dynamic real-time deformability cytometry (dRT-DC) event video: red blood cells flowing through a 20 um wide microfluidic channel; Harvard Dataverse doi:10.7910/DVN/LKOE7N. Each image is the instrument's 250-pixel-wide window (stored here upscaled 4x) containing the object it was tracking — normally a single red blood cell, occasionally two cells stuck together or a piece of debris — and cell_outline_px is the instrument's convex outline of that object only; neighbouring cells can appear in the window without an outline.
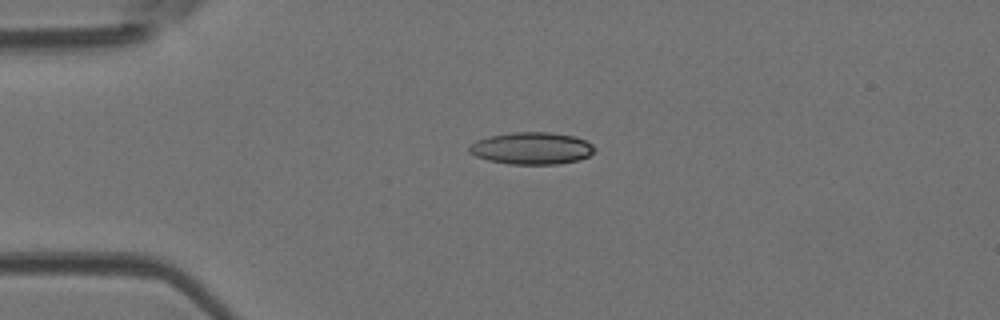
{"species": "Egyptian fruit bat (a non-hibernating species)", "species_latin": "Rousettus aegyptiacus", "temperature_condition": "room temperature", "stored_images_in_passage": 5, "camera_frame_rate_fps": 3000, "um_per_image_px": 0.085, "animal": {"sex": "female"}, "frame": {"image": 1, "passage_image": 2, "time_ms": 0.333, "image_size_px": [1000, 320], "cell_outline_px": [[596, 148], [588, 156], [580, 160], [556, 164], [508, 164], [488, 160], [476, 156], [468, 152], [468, 148], [476, 140], [492, 136], [512, 132], [548, 132], [576, 136], [592, 144]], "centroid_in_image_um": [45.2, 12.6], "position_along_channel_um": 39.8, "area_um2": 23.41}}
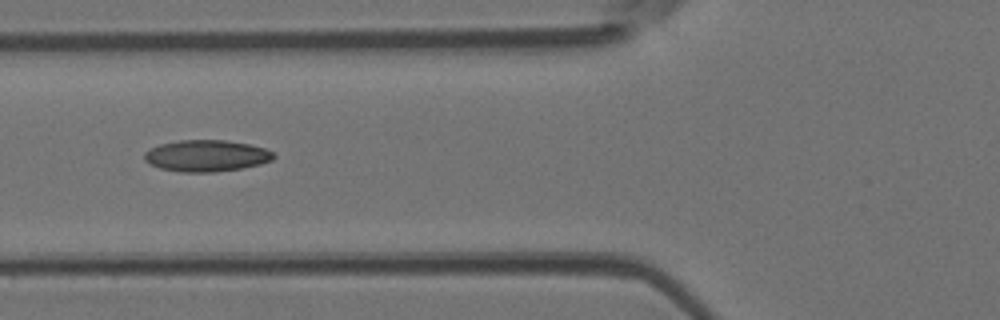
{"frame": {"image": 2, "passage_image": 4, "time_ms": 1.0, "image_size_px": [1000, 320], "cell_outline_px": [[276, 156], [272, 160], [260, 164], [240, 168], [212, 172], [180, 172], [160, 168], [144, 160], [144, 152], [148, 148], [160, 144], [180, 140], [224, 140], [248, 144], [264, 148], [272, 152]], "centroid_in_image_um": [17.51, 13.23], "position_along_channel_um": 108.3, "area_um2": 23.64}}
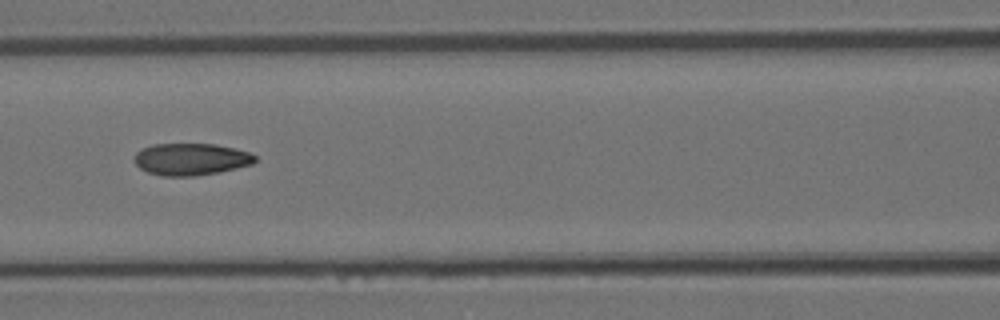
{"frame": {"image": 3, "passage_image": 5, "time_ms": 1.333, "image_size_px": [1000, 320], "cell_outline_px": [[256, 160], [252, 164], [220, 172], [192, 176], [164, 176], [148, 172], [140, 168], [132, 160], [132, 156], [136, 152], [152, 144], [216, 144], [248, 152], [256, 156]], "centroid_in_image_um": [16.19, 13.53], "position_along_channel_um": 150.4, "area_um2": 22.48}}